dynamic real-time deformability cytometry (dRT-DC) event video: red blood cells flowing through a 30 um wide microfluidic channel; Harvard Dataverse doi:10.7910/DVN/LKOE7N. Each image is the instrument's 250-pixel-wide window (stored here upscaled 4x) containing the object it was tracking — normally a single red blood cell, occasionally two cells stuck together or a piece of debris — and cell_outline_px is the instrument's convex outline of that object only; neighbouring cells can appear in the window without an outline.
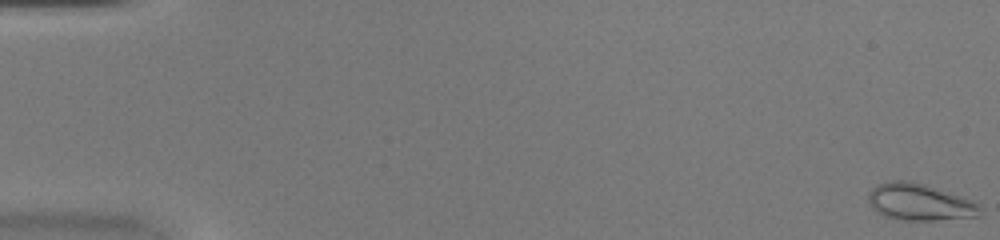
{"species": "common noctule bat (a hibernating species)", "species_latin": "Nyctalus noctula", "temperature_condition": "warm", "stored_images_in_passage": 49, "camera_frame_rate_fps": 3000, "um_per_image_px": 0.085, "animal": {"sex": "female", "body_mass_g": 20.0, "forearm_length_mm": 54.0}, "frame": {"image": 1, "passage_image": 1, "time_ms": 0.0, "image_size_px": [1000, 240], "cell_outline_px": [[984, 212], [980, 216], [936, 220], [900, 220], [884, 216], [876, 212], [872, 208], [868, 200], [868, 192], [872, 188], [880, 184], [896, 180], [908, 180], [924, 184], [972, 200]], "centroid_in_image_um": [78.15, 17.19], "position_along_channel_um": 6.8, "area_um2": 23.87}}
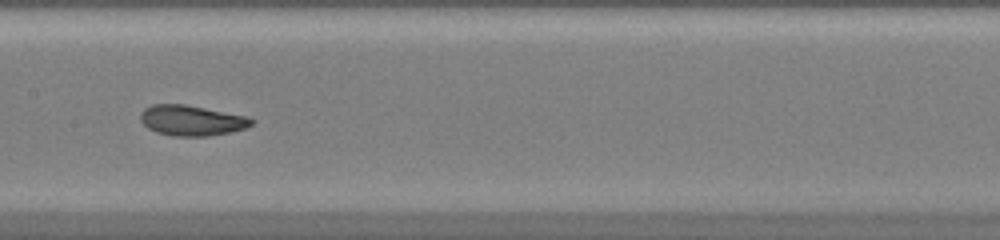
{"frame": {"image": 2, "passage_image": 26, "time_ms": 8.333, "image_size_px": [1000, 240], "cell_outline_px": [[256, 120], [248, 128], [208, 136], [172, 136], [156, 132], [148, 128], [140, 120], [140, 112], [144, 108], [152, 104], [184, 104], [248, 116]], "centroid_in_image_um": [16.29, 10.23], "position_along_channel_um": 191.1, "area_um2": 19.83}}
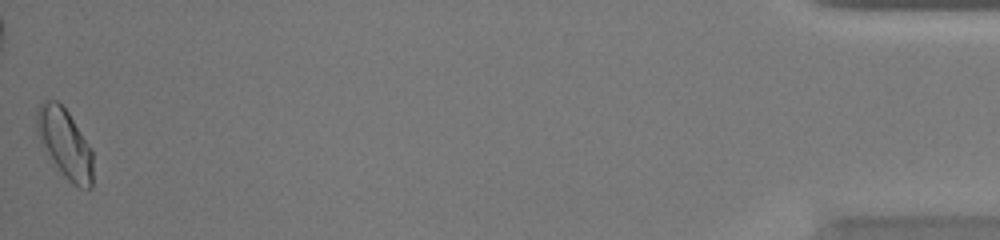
{"frame": {"image": 3, "passage_image": 49, "time_ms": 16.0, "image_size_px": [1000, 240], "cell_outline_px": [[92, 188], [80, 188], [72, 184], [64, 176], [40, 140], [36, 132], [36, 108], [44, 100], [56, 100], [68, 112], [92, 148]], "centroid_in_image_um": [5.52, 12.16], "position_along_channel_um": 429.7, "area_um2": 22.37}, "authors_computed_cell_mechanics": {"area_um2": 20.4034, "velocity_mm_per_s": 4.3107, "shape_relaxation_time_tau1_ms": 6.1555, "shape_relaxation_time_tau2_ms": 1.1934, "deformation_change_tau1": 0.1765, "deformation_change_tau2": 0.0688}}